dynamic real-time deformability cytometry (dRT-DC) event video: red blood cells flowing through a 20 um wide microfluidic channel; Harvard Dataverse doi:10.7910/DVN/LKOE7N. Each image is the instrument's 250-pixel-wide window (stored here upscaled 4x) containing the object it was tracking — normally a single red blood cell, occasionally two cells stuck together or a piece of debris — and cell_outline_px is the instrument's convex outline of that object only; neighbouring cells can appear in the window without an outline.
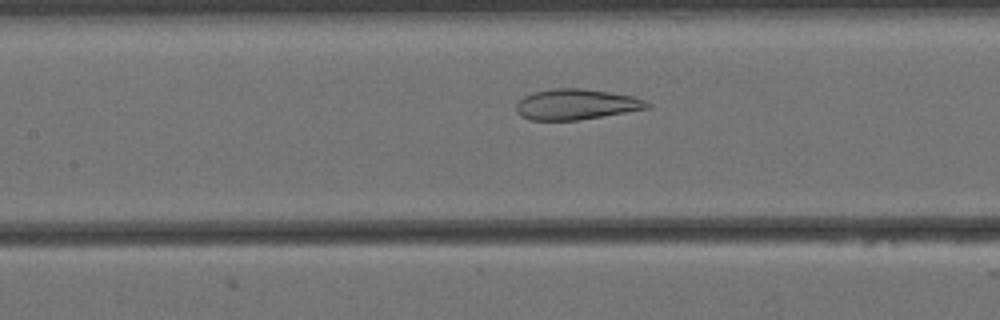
{"species": "Egyptian fruit bat (a non-hibernating species)", "species_latin": "Rousettus aegyptiacus", "temperature_condition": "cold", "stored_images_in_passage": 54, "camera_frame_rate_fps": 3000, "um_per_image_px": 0.085, "animal": {"sex": "female"}, "frame": {"image": 1, "passage_image": 21, "time_ms": 6.667, "image_size_px": [1000, 320], "cell_outline_px": [[652, 108], [580, 120], [528, 120], [520, 116], [516, 112], [516, 104], [524, 96], [532, 92], [552, 88], [580, 88], [608, 92], [632, 96], [644, 100], [652, 104]], "centroid_in_image_um": [48.97, 8.88], "position_along_channel_um": 158.4, "area_um2": 23.58}}
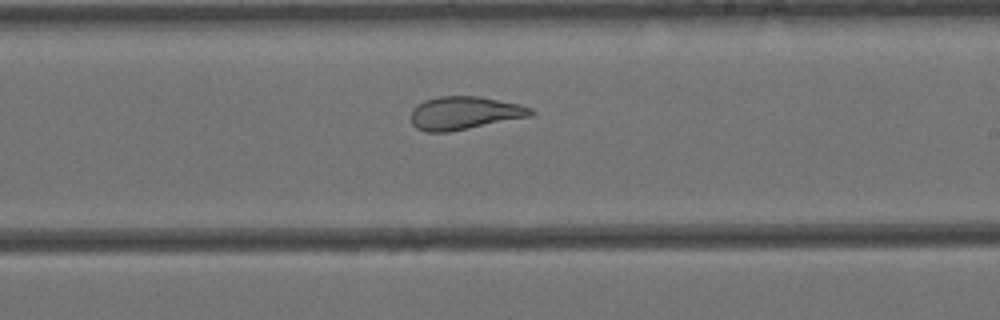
{"frame": {"image": 2, "passage_image": 29, "time_ms": 9.333, "image_size_px": [1000, 320], "cell_outline_px": [[536, 112], [532, 116], [448, 132], [428, 132], [416, 128], [412, 124], [412, 108], [424, 100], [440, 96], [480, 96], [520, 104], [532, 108]], "centroid_in_image_um": [39.5, 9.6], "position_along_channel_um": 249.5, "area_um2": 23.18}}
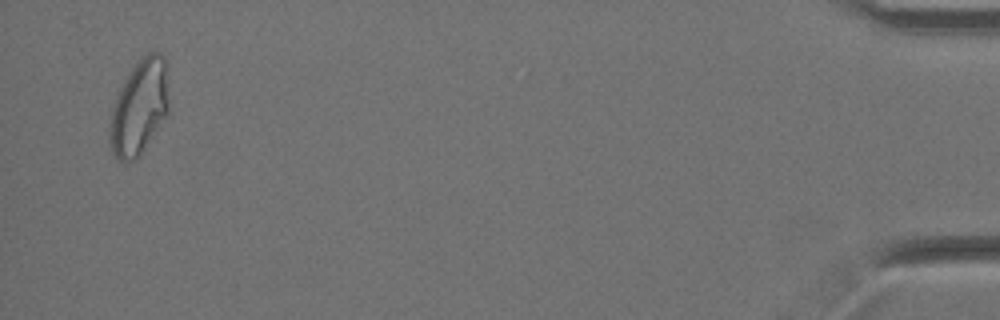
{"frame": {"image": 3, "passage_image": 52, "time_ms": 17.0, "image_size_px": [1000, 320], "cell_outline_px": [[168, 116], [140, 152], [132, 160], [124, 164], [112, 152], [108, 144], [108, 128], [112, 108], [116, 96], [124, 80], [132, 68], [148, 52], [160, 52], [164, 56], [168, 100]], "centroid_in_image_um": [11.81, 9.14], "position_along_channel_um": 423.4, "area_um2": 32.48}, "authors_computed_cell_mechanics": {"area_um2": 28.2931, "velocity_mm_per_s": 3.4394, "shape_relaxation_time_tau1_ms": null, "shape_relaxation_time_tau2_ms": 1.4177, "deformation_change_tau1": null, "deformation_change_tau2": 0.0801}}